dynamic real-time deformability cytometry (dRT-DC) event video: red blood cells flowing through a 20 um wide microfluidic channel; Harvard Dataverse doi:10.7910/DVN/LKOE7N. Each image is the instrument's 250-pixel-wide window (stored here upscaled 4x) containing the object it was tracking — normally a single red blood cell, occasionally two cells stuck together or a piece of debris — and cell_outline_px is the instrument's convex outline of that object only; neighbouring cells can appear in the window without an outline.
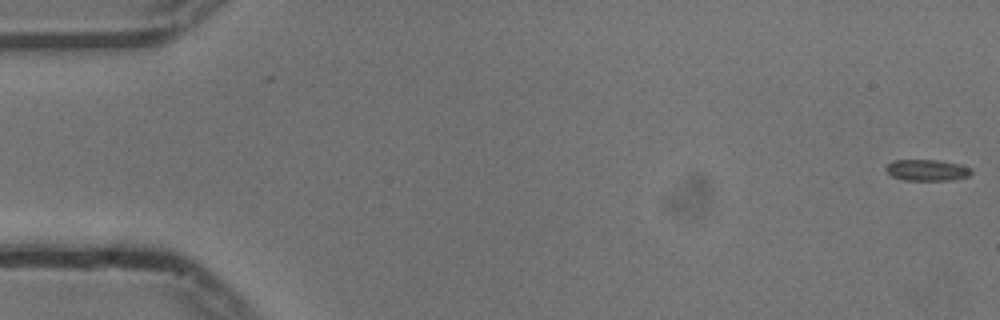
{"species": "common noctule bat (a hibernating species)", "species_latin": "Nyctalus noctula", "temperature_condition": "cold", "stored_images_in_passage": 2, "camera_frame_rate_fps": 3000, "um_per_image_px": 0.085, "animal": {"sex": "male", "body_mass_g": 13.3}, "frame": {"image": 1, "passage_image": 2, "time_ms": 0.333, "image_size_px": [1000, 320], "cell_outline_px": [[972, 172], [968, 176], [952, 180], [904, 180], [892, 176], [884, 168], [888, 164], [896, 160], [936, 160], [960, 164], [972, 168]], "centroid_in_image_um": [78.82, 14.46], "position_along_channel_um": 6.2, "area_um2": 10.52}}